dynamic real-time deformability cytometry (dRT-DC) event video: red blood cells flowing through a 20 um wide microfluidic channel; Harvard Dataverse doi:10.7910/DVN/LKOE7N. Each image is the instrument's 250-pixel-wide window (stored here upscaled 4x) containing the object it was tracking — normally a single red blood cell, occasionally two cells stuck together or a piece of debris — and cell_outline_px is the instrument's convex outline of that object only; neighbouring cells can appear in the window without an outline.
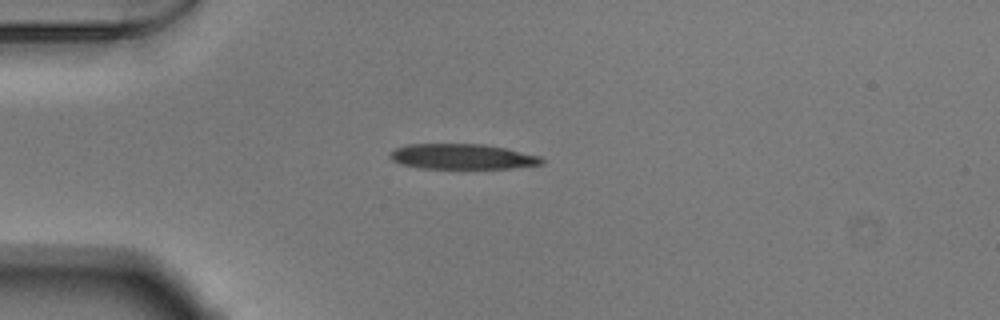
{"species": "Egyptian fruit bat (a non-hibernating species)", "species_latin": "Rousettus aegyptiacus", "temperature_condition": "warm", "stored_images_in_passage": 40, "camera_frame_rate_fps": 3000, "um_per_image_px": 0.085, "animal": {"sex": "male"}, "frame": {"image": 1, "passage_image": 1, "time_ms": 0.0, "image_size_px": [1000, 320], "cell_outline_px": [[544, 164], [512, 168], [420, 168], [400, 164], [392, 160], [388, 156], [388, 152], [396, 148], [408, 144], [484, 144], [504, 148], [540, 156], [544, 160]], "centroid_in_image_um": [39.26, 13.31], "position_along_channel_um": 45.7, "area_um2": 22.37}}
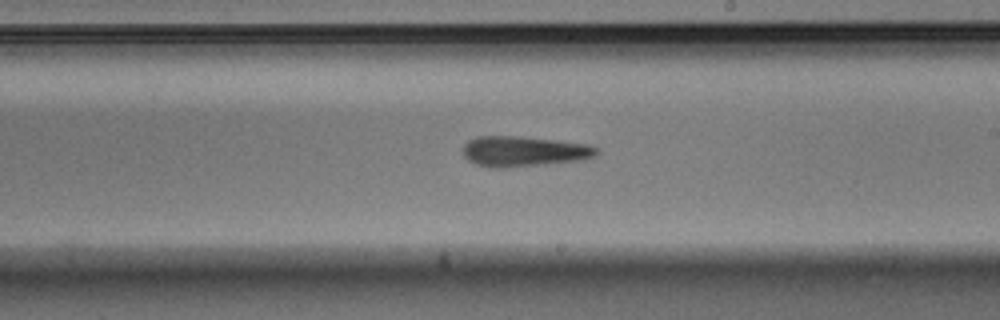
{"frame": {"image": 2, "passage_image": 18, "time_ms": 5.667, "image_size_px": [1000, 320], "cell_outline_px": [[600, 152], [596, 156], [580, 160], [496, 168], [492, 168], [476, 164], [468, 160], [464, 156], [464, 144], [468, 140], [476, 136], [520, 136], [556, 140], [588, 144], [600, 148]], "centroid_in_image_um": [44.54, 12.85], "position_along_channel_um": 244.5, "area_um2": 23.52}}
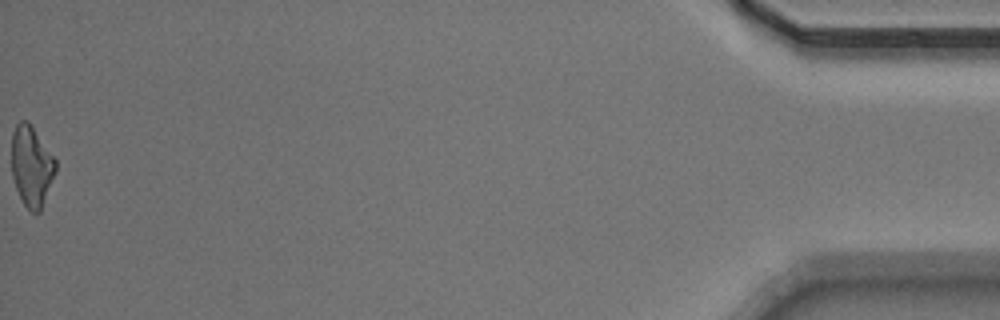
{"frame": {"image": 3, "passage_image": 40, "time_ms": 13.0, "image_size_px": [1000, 320], "cell_outline_px": [[56, 172], [40, 212], [32, 212], [24, 204], [16, 188], [12, 176], [12, 132], [16, 124], [20, 120], [28, 120], [32, 124], [56, 160]], "centroid_in_image_um": [2.68, 14.08], "position_along_channel_um": 432.5, "area_um2": 20.75}, "authors_computed_cell_mechanics": {"area_um2": 22.6287, "velocity_mm_per_s": 3.8716, "shape_relaxation_time_tau1_ms": 7.2801, "shape_relaxation_time_tau2_ms": 5.4876, "deformation_change_tau1": 0.2134, "deformation_change_tau2": 0.2158}}